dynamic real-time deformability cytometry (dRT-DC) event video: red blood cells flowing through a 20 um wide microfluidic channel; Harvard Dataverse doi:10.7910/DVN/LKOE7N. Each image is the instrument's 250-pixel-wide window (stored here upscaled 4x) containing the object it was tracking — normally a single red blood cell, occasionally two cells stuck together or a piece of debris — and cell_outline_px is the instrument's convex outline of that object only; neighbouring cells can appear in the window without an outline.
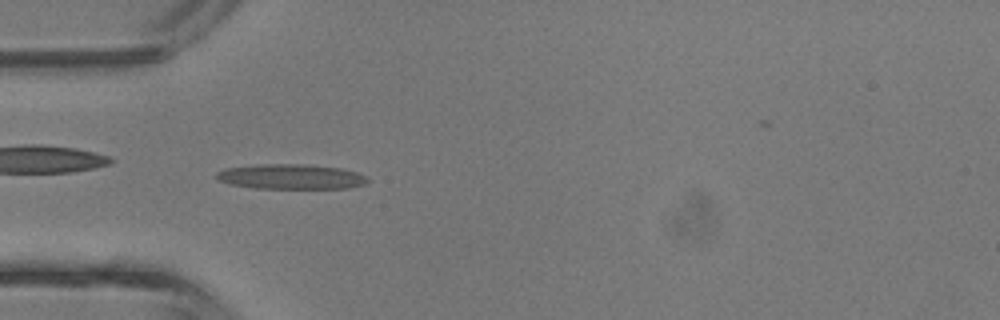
{"species": "common noctule bat (a hibernating species)", "species_latin": "Nyctalus noctula", "temperature_condition": "room temperature", "stored_images_in_passage": 34, "camera_frame_rate_fps": 3000, "um_per_image_px": 0.085, "animal": {"sex": "male", "body_mass_g": 13.3}, "frame": {"image": 1, "passage_image": 6, "time_ms": 1.667, "image_size_px": [1000, 320], "cell_outline_px": [[368, 184], [348, 188], [256, 188], [232, 184], [220, 180], [216, 176], [216, 172], [224, 168], [260, 164], [308, 164], [340, 168], [356, 172], [368, 176]], "centroid_in_image_um": [24.78, 15.01], "position_along_channel_um": 60.2, "area_um2": 22.02}}
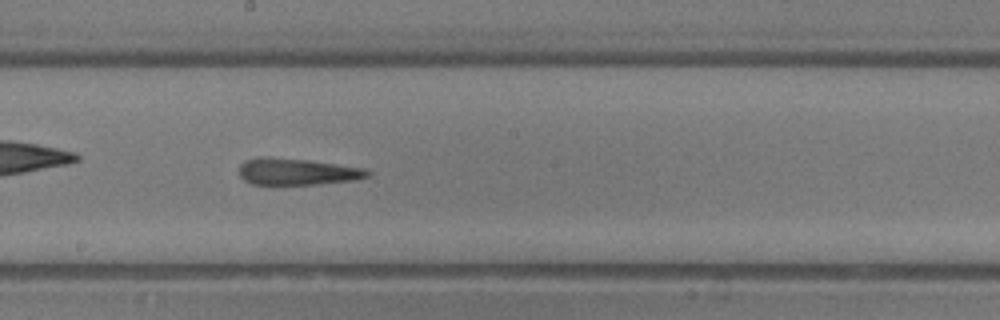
{"frame": {"image": 2, "passage_image": 16, "time_ms": 5.0, "image_size_px": [1000, 320], "cell_outline_px": [[372, 172], [368, 176], [356, 180], [312, 184], [252, 184], [244, 180], [240, 176], [240, 164], [244, 160], [260, 156], [264, 156], [308, 160], [364, 168]], "centroid_in_image_um": [25.23, 14.58], "position_along_channel_um": 223.0, "area_um2": 19.88}}
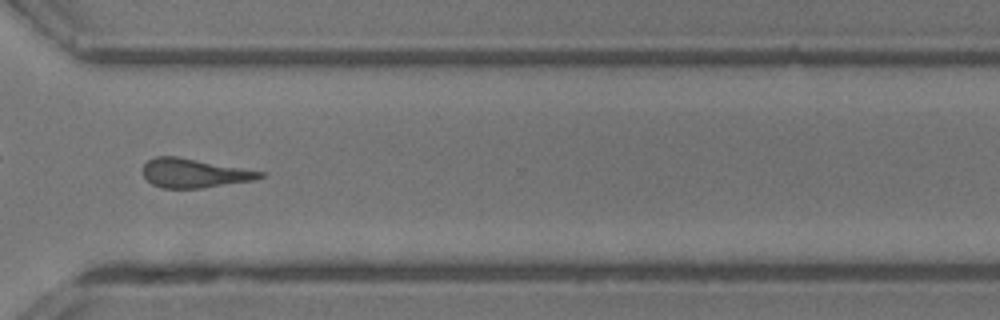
{"frame": {"image": 3, "passage_image": 24, "time_ms": 7.667, "image_size_px": [1000, 320], "cell_outline_px": [[264, 176], [252, 180], [204, 188], [160, 188], [152, 184], [144, 176], [144, 164], [148, 160], [156, 156], [176, 156], [264, 172]], "centroid_in_image_um": [16.47, 14.72], "position_along_channel_um": 354.1, "area_um2": 19.54}}